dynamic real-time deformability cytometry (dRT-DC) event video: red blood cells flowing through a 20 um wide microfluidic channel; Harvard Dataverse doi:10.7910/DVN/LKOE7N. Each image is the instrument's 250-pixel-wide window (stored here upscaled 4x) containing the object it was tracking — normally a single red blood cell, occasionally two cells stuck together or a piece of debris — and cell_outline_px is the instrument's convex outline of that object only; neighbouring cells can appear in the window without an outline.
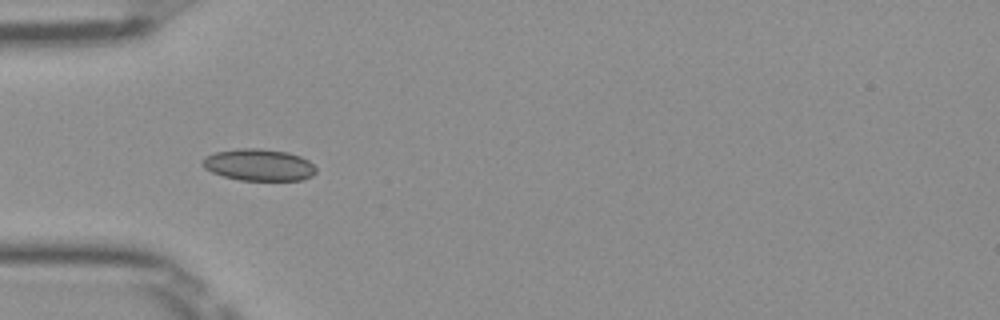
{"species": "Egyptian fruit bat (a non-hibernating species)", "species_latin": "Rousettus aegyptiacus", "temperature_condition": "room temperature", "stored_images_in_passage": 10, "camera_frame_rate_fps": 3000, "um_per_image_px": 0.085, "frame": {"image": 1, "passage_image": 1, "time_ms": 0.0, "image_size_px": [1000, 320], "cell_outline_px": [[316, 172], [312, 176], [300, 180], [240, 180], [224, 176], [212, 172], [204, 168], [200, 164], [204, 156], [216, 152], [240, 148], [260, 148], [288, 152], [300, 156], [308, 160], [316, 168]], "centroid_in_image_um": [21.98, 14.01], "position_along_channel_um": 63.0, "area_um2": 21.1}}
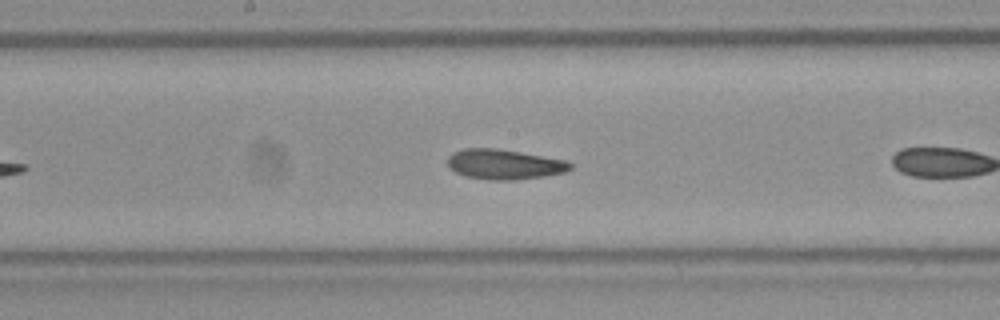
{"frame": {"image": 2, "passage_image": 9, "time_ms": 2.667, "image_size_px": [1000, 320], "cell_outline_px": [[572, 168], [564, 172], [544, 176], [512, 180], [492, 180], [464, 176], [448, 168], [448, 156], [452, 152], [464, 148], [496, 148], [568, 160], [572, 164]], "centroid_in_image_um": [42.84, 13.96], "position_along_channel_um": 205.4, "area_um2": 21.56}}